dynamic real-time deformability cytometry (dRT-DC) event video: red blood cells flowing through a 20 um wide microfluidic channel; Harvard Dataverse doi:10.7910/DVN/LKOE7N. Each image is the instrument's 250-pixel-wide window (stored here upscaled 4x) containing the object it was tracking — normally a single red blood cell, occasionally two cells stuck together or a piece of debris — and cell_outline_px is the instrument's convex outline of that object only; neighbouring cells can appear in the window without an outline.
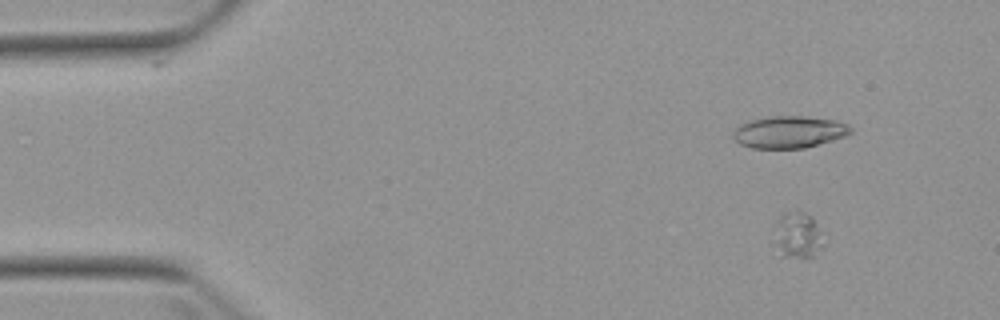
{"species": "Egyptian fruit bat (a non-hibernating species)", "species_latin": "Rousettus aegyptiacus", "temperature_condition": "warm", "stored_images_in_passage": 4, "camera_frame_rate_fps": 3000, "um_per_image_px": 0.085, "animal": {"sex": "female"}, "frame": {"image": 1, "passage_image": 2, "time_ms": 1.0, "image_size_px": [1000, 320], "cell_outline_px": [[824, 244], [816, 256], [780, 256], [776, 244], [776, 224], [780, 216], [784, 212], [804, 212], [816, 224]], "centroid_in_image_um": [67.8, 20.01], "position_along_channel_um": 17.2, "area_um2": 12.66}}